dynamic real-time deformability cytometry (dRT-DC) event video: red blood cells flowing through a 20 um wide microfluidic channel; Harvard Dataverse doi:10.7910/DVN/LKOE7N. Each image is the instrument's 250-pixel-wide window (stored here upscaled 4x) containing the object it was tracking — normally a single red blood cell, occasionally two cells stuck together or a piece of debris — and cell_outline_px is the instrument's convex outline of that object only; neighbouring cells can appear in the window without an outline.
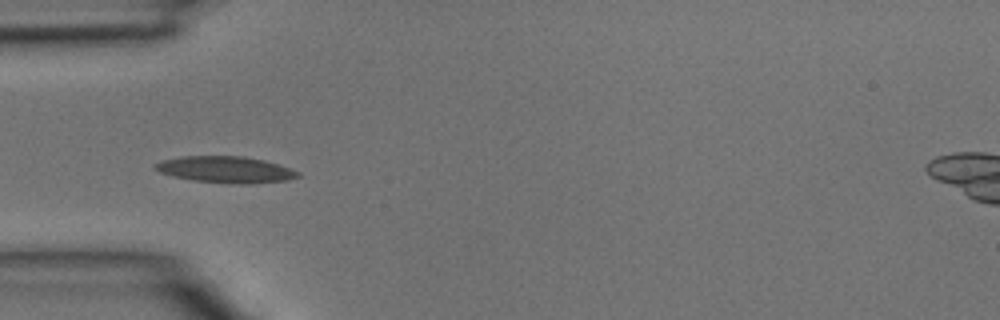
{"species": "common noctule bat (a hibernating species)", "species_latin": "Nyctalus noctula", "temperature_condition": "room temperature", "stored_images_in_passage": 3, "camera_frame_rate_fps": 3000, "um_per_image_px": 0.085, "animal": {"sex": "male", "body_mass_g": 15.6}, "frame": {"image": 1, "passage_image": 3, "time_ms": 0.667, "image_size_px": [1000, 320], "cell_outline_px": [[300, 176], [288, 180], [252, 184], [240, 184], [196, 180], [172, 176], [160, 172], [152, 168], [152, 164], [164, 160], [180, 156], [244, 156], [264, 160], [300, 172]], "centroid_in_image_um": [19.16, 14.41], "position_along_channel_um": 65.8, "area_um2": 21.91}}